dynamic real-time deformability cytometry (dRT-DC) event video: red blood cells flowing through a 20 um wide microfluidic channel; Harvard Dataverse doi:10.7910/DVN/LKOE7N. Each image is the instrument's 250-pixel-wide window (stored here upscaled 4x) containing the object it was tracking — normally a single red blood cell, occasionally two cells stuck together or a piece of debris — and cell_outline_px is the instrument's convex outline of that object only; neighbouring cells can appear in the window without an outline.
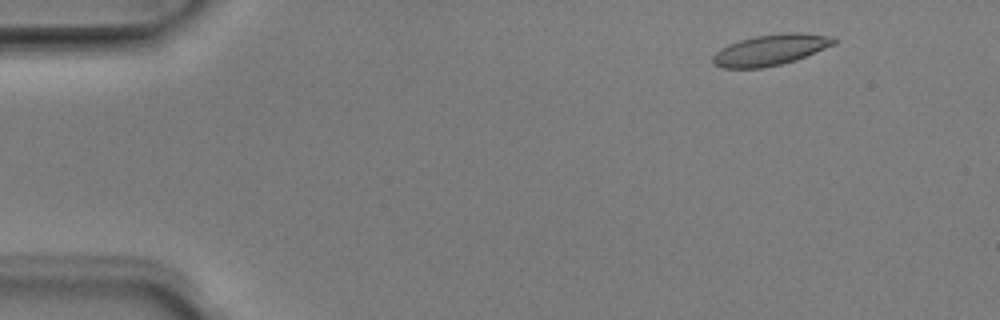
{"species": "Egyptian fruit bat (a non-hibernating species)", "species_latin": "Rousettus aegyptiacus", "temperature_condition": "room temperature", "stored_images_in_passage": 5, "camera_frame_rate_fps": 3000, "um_per_image_px": 0.085, "animal": {"sex": "male"}, "frame": {"image": 1, "passage_image": 2, "time_ms": 0.333, "image_size_px": [1000, 320], "cell_outline_px": [[836, 44], [796, 60], [764, 68], [720, 68], [712, 64], [712, 56], [720, 48], [728, 44], [740, 40], [756, 36], [780, 32], [800, 32], [836, 36]], "centroid_in_image_um": [65.51, 4.23], "position_along_channel_um": 19.5, "area_um2": 22.2}}
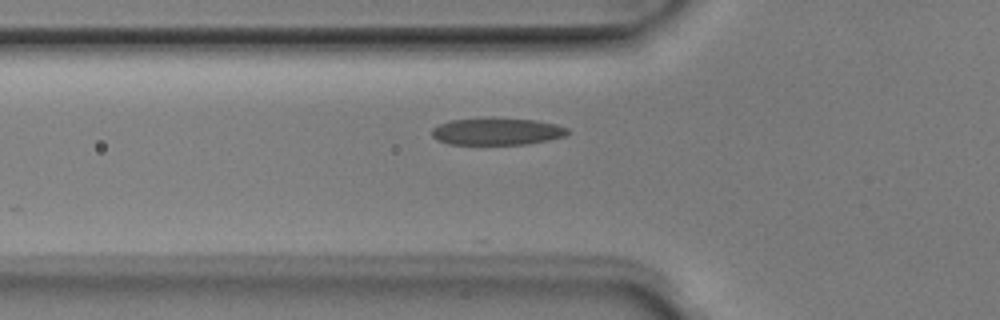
{"frame": {"image": 2, "passage_image": 5, "time_ms": 1.333, "image_size_px": [1000, 320], "cell_outline_px": [[568, 132], [564, 136], [548, 140], [528, 144], [448, 144], [436, 140], [432, 136], [432, 128], [448, 120], [536, 120], [556, 124], [568, 128]], "centroid_in_image_um": [42.23, 11.21], "position_along_channel_um": 83.6, "area_um2": 20.69}}